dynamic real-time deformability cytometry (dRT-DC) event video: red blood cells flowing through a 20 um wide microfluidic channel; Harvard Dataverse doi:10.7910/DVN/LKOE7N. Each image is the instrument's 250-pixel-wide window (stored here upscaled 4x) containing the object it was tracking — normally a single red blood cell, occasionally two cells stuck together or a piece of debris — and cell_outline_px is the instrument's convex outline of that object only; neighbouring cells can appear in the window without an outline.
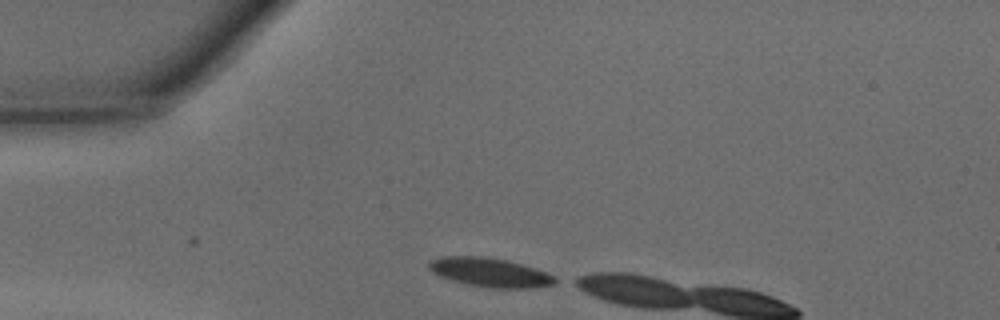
{"species": "common noctule bat (a hibernating species)", "species_latin": "Nyctalus noctula", "temperature_condition": "warm", "stored_images_in_passage": 3, "camera_frame_rate_fps": 3000, "um_per_image_px": 0.085, "animal": {"sex": "male", "body_mass_g": 15.6}, "frame": {"image": 1, "passage_image": 3, "time_ms": 0.667, "image_size_px": [1000, 320], "cell_outline_px": [[564, 280], [556, 284], [536, 288], [492, 288], [464, 284], [440, 276], [432, 272], [428, 268], [428, 264], [432, 260], [444, 256], [488, 256], [508, 260], [556, 276]], "centroid_in_image_um": [41.71, 23.17], "position_along_channel_um": 43.3, "area_um2": 21.62}}